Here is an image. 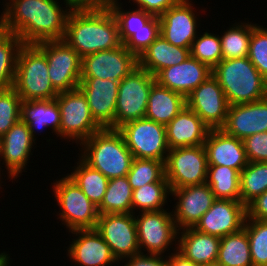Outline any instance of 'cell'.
Here are the masks:
<instances>
[{"mask_svg": "<svg viewBox=\"0 0 267 266\" xmlns=\"http://www.w3.org/2000/svg\"><path fill=\"white\" fill-rule=\"evenodd\" d=\"M185 106L184 95L155 81L149 93L145 118L166 126Z\"/></svg>", "mask_w": 267, "mask_h": 266, "instance_id": "f1b7e54d", "label": "cell"}, {"mask_svg": "<svg viewBox=\"0 0 267 266\" xmlns=\"http://www.w3.org/2000/svg\"><path fill=\"white\" fill-rule=\"evenodd\" d=\"M70 232L76 238L72 239L67 256L77 266H112L113 263H119L96 229H77Z\"/></svg>", "mask_w": 267, "mask_h": 266, "instance_id": "44dd1931", "label": "cell"}, {"mask_svg": "<svg viewBox=\"0 0 267 266\" xmlns=\"http://www.w3.org/2000/svg\"><path fill=\"white\" fill-rule=\"evenodd\" d=\"M221 129L241 140L267 131V97L255 102L229 105L226 121Z\"/></svg>", "mask_w": 267, "mask_h": 266, "instance_id": "7402d4cb", "label": "cell"}, {"mask_svg": "<svg viewBox=\"0 0 267 266\" xmlns=\"http://www.w3.org/2000/svg\"><path fill=\"white\" fill-rule=\"evenodd\" d=\"M12 87L25 101L55 99L59 94L51 84L45 53L36 44L21 46Z\"/></svg>", "mask_w": 267, "mask_h": 266, "instance_id": "5b68a950", "label": "cell"}, {"mask_svg": "<svg viewBox=\"0 0 267 266\" xmlns=\"http://www.w3.org/2000/svg\"><path fill=\"white\" fill-rule=\"evenodd\" d=\"M246 219L267 221V190L246 206Z\"/></svg>", "mask_w": 267, "mask_h": 266, "instance_id": "c3c4849f", "label": "cell"}, {"mask_svg": "<svg viewBox=\"0 0 267 266\" xmlns=\"http://www.w3.org/2000/svg\"><path fill=\"white\" fill-rule=\"evenodd\" d=\"M72 10H109L119 0H66Z\"/></svg>", "mask_w": 267, "mask_h": 266, "instance_id": "681fc988", "label": "cell"}, {"mask_svg": "<svg viewBox=\"0 0 267 266\" xmlns=\"http://www.w3.org/2000/svg\"><path fill=\"white\" fill-rule=\"evenodd\" d=\"M215 266H253L250 243L244 228L221 238Z\"/></svg>", "mask_w": 267, "mask_h": 266, "instance_id": "f546056e", "label": "cell"}, {"mask_svg": "<svg viewBox=\"0 0 267 266\" xmlns=\"http://www.w3.org/2000/svg\"><path fill=\"white\" fill-rule=\"evenodd\" d=\"M176 248L177 246L173 250L174 253L167 255L169 266H199L198 264H195L186 257H184L181 253L177 251Z\"/></svg>", "mask_w": 267, "mask_h": 266, "instance_id": "f907efd6", "label": "cell"}, {"mask_svg": "<svg viewBox=\"0 0 267 266\" xmlns=\"http://www.w3.org/2000/svg\"><path fill=\"white\" fill-rule=\"evenodd\" d=\"M171 196L177 200L172 215L178 230L194 228L216 200L206 183L172 189Z\"/></svg>", "mask_w": 267, "mask_h": 266, "instance_id": "e0dca14e", "label": "cell"}, {"mask_svg": "<svg viewBox=\"0 0 267 266\" xmlns=\"http://www.w3.org/2000/svg\"><path fill=\"white\" fill-rule=\"evenodd\" d=\"M21 120L25 122L35 139L36 132L50 127L60 136V108L56 99L21 101ZM37 130V131H35Z\"/></svg>", "mask_w": 267, "mask_h": 266, "instance_id": "83f0119b", "label": "cell"}, {"mask_svg": "<svg viewBox=\"0 0 267 266\" xmlns=\"http://www.w3.org/2000/svg\"><path fill=\"white\" fill-rule=\"evenodd\" d=\"M133 158L166 161L169 152L166 126L147 118L125 123L117 129Z\"/></svg>", "mask_w": 267, "mask_h": 266, "instance_id": "9c48e42d", "label": "cell"}, {"mask_svg": "<svg viewBox=\"0 0 267 266\" xmlns=\"http://www.w3.org/2000/svg\"><path fill=\"white\" fill-rule=\"evenodd\" d=\"M171 195L168 181H158L145 184L133 190L132 213L160 211L167 203V198Z\"/></svg>", "mask_w": 267, "mask_h": 266, "instance_id": "e575fe53", "label": "cell"}, {"mask_svg": "<svg viewBox=\"0 0 267 266\" xmlns=\"http://www.w3.org/2000/svg\"><path fill=\"white\" fill-rule=\"evenodd\" d=\"M159 18L154 16L140 31H136L124 45L137 58L159 36Z\"/></svg>", "mask_w": 267, "mask_h": 266, "instance_id": "ee69618b", "label": "cell"}, {"mask_svg": "<svg viewBox=\"0 0 267 266\" xmlns=\"http://www.w3.org/2000/svg\"><path fill=\"white\" fill-rule=\"evenodd\" d=\"M21 39L0 27V90L12 88Z\"/></svg>", "mask_w": 267, "mask_h": 266, "instance_id": "836d02e7", "label": "cell"}, {"mask_svg": "<svg viewBox=\"0 0 267 266\" xmlns=\"http://www.w3.org/2000/svg\"><path fill=\"white\" fill-rule=\"evenodd\" d=\"M48 63V74L54 89L60 92L77 89L81 80L82 57L64 40L36 44Z\"/></svg>", "mask_w": 267, "mask_h": 266, "instance_id": "7c38bea8", "label": "cell"}, {"mask_svg": "<svg viewBox=\"0 0 267 266\" xmlns=\"http://www.w3.org/2000/svg\"><path fill=\"white\" fill-rule=\"evenodd\" d=\"M53 192L58 204V219L70 231L95 229L99 218L96 207L82 192L80 187L66 174L53 182Z\"/></svg>", "mask_w": 267, "mask_h": 266, "instance_id": "8992f818", "label": "cell"}, {"mask_svg": "<svg viewBox=\"0 0 267 266\" xmlns=\"http://www.w3.org/2000/svg\"><path fill=\"white\" fill-rule=\"evenodd\" d=\"M35 144L36 139L21 119L0 138V159H3L2 165H5L9 179L18 178L25 171Z\"/></svg>", "mask_w": 267, "mask_h": 266, "instance_id": "ffe728a7", "label": "cell"}, {"mask_svg": "<svg viewBox=\"0 0 267 266\" xmlns=\"http://www.w3.org/2000/svg\"><path fill=\"white\" fill-rule=\"evenodd\" d=\"M243 228L249 239L253 266H267V221L246 219Z\"/></svg>", "mask_w": 267, "mask_h": 266, "instance_id": "60d3db41", "label": "cell"}, {"mask_svg": "<svg viewBox=\"0 0 267 266\" xmlns=\"http://www.w3.org/2000/svg\"><path fill=\"white\" fill-rule=\"evenodd\" d=\"M122 3L118 1L111 7L119 25V36L124 44L136 31H140L154 16L142 9H122Z\"/></svg>", "mask_w": 267, "mask_h": 266, "instance_id": "f35d334b", "label": "cell"}, {"mask_svg": "<svg viewBox=\"0 0 267 266\" xmlns=\"http://www.w3.org/2000/svg\"><path fill=\"white\" fill-rule=\"evenodd\" d=\"M240 201L247 206L267 190V162H249L240 172Z\"/></svg>", "mask_w": 267, "mask_h": 266, "instance_id": "8d00e7d4", "label": "cell"}, {"mask_svg": "<svg viewBox=\"0 0 267 266\" xmlns=\"http://www.w3.org/2000/svg\"><path fill=\"white\" fill-rule=\"evenodd\" d=\"M137 4L138 9H142L147 13L160 17L169 8L178 4L181 0H129Z\"/></svg>", "mask_w": 267, "mask_h": 266, "instance_id": "7dc6e473", "label": "cell"}, {"mask_svg": "<svg viewBox=\"0 0 267 266\" xmlns=\"http://www.w3.org/2000/svg\"><path fill=\"white\" fill-rule=\"evenodd\" d=\"M240 172L227 166L208 165L206 184L216 199L240 201Z\"/></svg>", "mask_w": 267, "mask_h": 266, "instance_id": "1f68e13d", "label": "cell"}, {"mask_svg": "<svg viewBox=\"0 0 267 266\" xmlns=\"http://www.w3.org/2000/svg\"><path fill=\"white\" fill-rule=\"evenodd\" d=\"M235 24L230 26L223 35H219L223 59L248 57L252 22H236Z\"/></svg>", "mask_w": 267, "mask_h": 266, "instance_id": "d590c367", "label": "cell"}, {"mask_svg": "<svg viewBox=\"0 0 267 266\" xmlns=\"http://www.w3.org/2000/svg\"><path fill=\"white\" fill-rule=\"evenodd\" d=\"M186 106L211 129H220L226 121L229 103L218 81L211 75L188 96Z\"/></svg>", "mask_w": 267, "mask_h": 266, "instance_id": "9a60e30c", "label": "cell"}, {"mask_svg": "<svg viewBox=\"0 0 267 266\" xmlns=\"http://www.w3.org/2000/svg\"><path fill=\"white\" fill-rule=\"evenodd\" d=\"M10 256L6 252L0 253V266H10Z\"/></svg>", "mask_w": 267, "mask_h": 266, "instance_id": "816d5d0a", "label": "cell"}, {"mask_svg": "<svg viewBox=\"0 0 267 266\" xmlns=\"http://www.w3.org/2000/svg\"><path fill=\"white\" fill-rule=\"evenodd\" d=\"M210 130L195 112L185 106L166 125L169 149L203 145Z\"/></svg>", "mask_w": 267, "mask_h": 266, "instance_id": "d4e9b609", "label": "cell"}, {"mask_svg": "<svg viewBox=\"0 0 267 266\" xmlns=\"http://www.w3.org/2000/svg\"><path fill=\"white\" fill-rule=\"evenodd\" d=\"M137 66L138 58L124 44H121L111 50L83 56L81 77H97L120 82Z\"/></svg>", "mask_w": 267, "mask_h": 266, "instance_id": "5bb4252c", "label": "cell"}, {"mask_svg": "<svg viewBox=\"0 0 267 266\" xmlns=\"http://www.w3.org/2000/svg\"><path fill=\"white\" fill-rule=\"evenodd\" d=\"M21 101L13 87L0 90V138L21 119Z\"/></svg>", "mask_w": 267, "mask_h": 266, "instance_id": "b9f144b4", "label": "cell"}, {"mask_svg": "<svg viewBox=\"0 0 267 266\" xmlns=\"http://www.w3.org/2000/svg\"><path fill=\"white\" fill-rule=\"evenodd\" d=\"M63 40L81 56L120 46L119 25L109 10H72Z\"/></svg>", "mask_w": 267, "mask_h": 266, "instance_id": "7a4b0ae2", "label": "cell"}, {"mask_svg": "<svg viewBox=\"0 0 267 266\" xmlns=\"http://www.w3.org/2000/svg\"><path fill=\"white\" fill-rule=\"evenodd\" d=\"M190 56L213 69L223 59L219 35L208 31L199 33L191 44Z\"/></svg>", "mask_w": 267, "mask_h": 266, "instance_id": "ab89813d", "label": "cell"}, {"mask_svg": "<svg viewBox=\"0 0 267 266\" xmlns=\"http://www.w3.org/2000/svg\"><path fill=\"white\" fill-rule=\"evenodd\" d=\"M247 217L246 206L241 201L216 199L201 217L194 229L219 238L240 231Z\"/></svg>", "mask_w": 267, "mask_h": 266, "instance_id": "ac0fdd59", "label": "cell"}, {"mask_svg": "<svg viewBox=\"0 0 267 266\" xmlns=\"http://www.w3.org/2000/svg\"><path fill=\"white\" fill-rule=\"evenodd\" d=\"M57 1L6 0L0 27L17 35L23 44L63 40L72 9L66 0H63L66 7Z\"/></svg>", "mask_w": 267, "mask_h": 266, "instance_id": "6da1fadb", "label": "cell"}, {"mask_svg": "<svg viewBox=\"0 0 267 266\" xmlns=\"http://www.w3.org/2000/svg\"><path fill=\"white\" fill-rule=\"evenodd\" d=\"M1 170H2V169H1V167H0V179H1V176H2V175H1ZM0 181H1V180H0ZM0 186H1V183H0Z\"/></svg>", "mask_w": 267, "mask_h": 266, "instance_id": "f5cc1de1", "label": "cell"}, {"mask_svg": "<svg viewBox=\"0 0 267 266\" xmlns=\"http://www.w3.org/2000/svg\"><path fill=\"white\" fill-rule=\"evenodd\" d=\"M127 178L133 190L148 183L167 181L165 162L156 159L133 158Z\"/></svg>", "mask_w": 267, "mask_h": 266, "instance_id": "74e56055", "label": "cell"}, {"mask_svg": "<svg viewBox=\"0 0 267 266\" xmlns=\"http://www.w3.org/2000/svg\"><path fill=\"white\" fill-rule=\"evenodd\" d=\"M181 231V232H180ZM221 238L194 228L179 230L177 251L199 266H215Z\"/></svg>", "mask_w": 267, "mask_h": 266, "instance_id": "484cf974", "label": "cell"}, {"mask_svg": "<svg viewBox=\"0 0 267 266\" xmlns=\"http://www.w3.org/2000/svg\"><path fill=\"white\" fill-rule=\"evenodd\" d=\"M78 88L86 96L91 115L102 128L115 129V112L119 81L81 77Z\"/></svg>", "mask_w": 267, "mask_h": 266, "instance_id": "2e32d148", "label": "cell"}, {"mask_svg": "<svg viewBox=\"0 0 267 266\" xmlns=\"http://www.w3.org/2000/svg\"><path fill=\"white\" fill-rule=\"evenodd\" d=\"M190 56V48L172 45L160 34L138 57V66L156 76L169 66L180 64Z\"/></svg>", "mask_w": 267, "mask_h": 266, "instance_id": "4316f807", "label": "cell"}, {"mask_svg": "<svg viewBox=\"0 0 267 266\" xmlns=\"http://www.w3.org/2000/svg\"><path fill=\"white\" fill-rule=\"evenodd\" d=\"M95 229L118 261L140 252L135 214H101Z\"/></svg>", "mask_w": 267, "mask_h": 266, "instance_id": "4fadbf2b", "label": "cell"}, {"mask_svg": "<svg viewBox=\"0 0 267 266\" xmlns=\"http://www.w3.org/2000/svg\"><path fill=\"white\" fill-rule=\"evenodd\" d=\"M80 146L81 156L78 157L108 179L127 176L133 155L117 129H101Z\"/></svg>", "mask_w": 267, "mask_h": 266, "instance_id": "3957f363", "label": "cell"}, {"mask_svg": "<svg viewBox=\"0 0 267 266\" xmlns=\"http://www.w3.org/2000/svg\"><path fill=\"white\" fill-rule=\"evenodd\" d=\"M167 210L139 212L138 216L136 213L135 222L140 252L163 255L165 251L168 252L169 248H172L170 246L174 243L177 246L179 230L172 212Z\"/></svg>", "mask_w": 267, "mask_h": 266, "instance_id": "8fae6325", "label": "cell"}, {"mask_svg": "<svg viewBox=\"0 0 267 266\" xmlns=\"http://www.w3.org/2000/svg\"><path fill=\"white\" fill-rule=\"evenodd\" d=\"M242 141L248 162H267V131L247 136Z\"/></svg>", "mask_w": 267, "mask_h": 266, "instance_id": "f6af8a7d", "label": "cell"}, {"mask_svg": "<svg viewBox=\"0 0 267 266\" xmlns=\"http://www.w3.org/2000/svg\"><path fill=\"white\" fill-rule=\"evenodd\" d=\"M155 76L137 66L119 82L115 129L125 123L145 118L149 93Z\"/></svg>", "mask_w": 267, "mask_h": 266, "instance_id": "ba28073f", "label": "cell"}, {"mask_svg": "<svg viewBox=\"0 0 267 266\" xmlns=\"http://www.w3.org/2000/svg\"><path fill=\"white\" fill-rule=\"evenodd\" d=\"M248 58L267 80V28L256 23L252 24Z\"/></svg>", "mask_w": 267, "mask_h": 266, "instance_id": "7bdbcfd3", "label": "cell"}, {"mask_svg": "<svg viewBox=\"0 0 267 266\" xmlns=\"http://www.w3.org/2000/svg\"><path fill=\"white\" fill-rule=\"evenodd\" d=\"M203 145L208 165L227 166L241 172L249 163L243 141L221 128L211 129Z\"/></svg>", "mask_w": 267, "mask_h": 266, "instance_id": "cb8c5ba5", "label": "cell"}, {"mask_svg": "<svg viewBox=\"0 0 267 266\" xmlns=\"http://www.w3.org/2000/svg\"><path fill=\"white\" fill-rule=\"evenodd\" d=\"M164 255L136 253L122 260V266H169L168 257ZM125 262V263H124ZM125 265H124V264Z\"/></svg>", "mask_w": 267, "mask_h": 266, "instance_id": "bcb514c9", "label": "cell"}, {"mask_svg": "<svg viewBox=\"0 0 267 266\" xmlns=\"http://www.w3.org/2000/svg\"><path fill=\"white\" fill-rule=\"evenodd\" d=\"M229 105L245 104L267 97V80L248 57L222 59L213 69Z\"/></svg>", "mask_w": 267, "mask_h": 266, "instance_id": "277c9868", "label": "cell"}, {"mask_svg": "<svg viewBox=\"0 0 267 266\" xmlns=\"http://www.w3.org/2000/svg\"><path fill=\"white\" fill-rule=\"evenodd\" d=\"M211 75L212 69L208 65L189 56L180 64L161 70L155 79L161 86L186 97Z\"/></svg>", "mask_w": 267, "mask_h": 266, "instance_id": "603a6c76", "label": "cell"}, {"mask_svg": "<svg viewBox=\"0 0 267 266\" xmlns=\"http://www.w3.org/2000/svg\"><path fill=\"white\" fill-rule=\"evenodd\" d=\"M207 169L204 145L170 149L165 161V177L171 190L206 183Z\"/></svg>", "mask_w": 267, "mask_h": 266, "instance_id": "30bf717a", "label": "cell"}, {"mask_svg": "<svg viewBox=\"0 0 267 266\" xmlns=\"http://www.w3.org/2000/svg\"><path fill=\"white\" fill-rule=\"evenodd\" d=\"M73 171L67 175L80 187L84 195L99 207L107 190L109 179L99 170L86 164L80 157Z\"/></svg>", "mask_w": 267, "mask_h": 266, "instance_id": "4dcf8cb0", "label": "cell"}, {"mask_svg": "<svg viewBox=\"0 0 267 266\" xmlns=\"http://www.w3.org/2000/svg\"><path fill=\"white\" fill-rule=\"evenodd\" d=\"M132 194L127 176L109 179L99 215L132 213Z\"/></svg>", "mask_w": 267, "mask_h": 266, "instance_id": "d6a6232c", "label": "cell"}, {"mask_svg": "<svg viewBox=\"0 0 267 266\" xmlns=\"http://www.w3.org/2000/svg\"><path fill=\"white\" fill-rule=\"evenodd\" d=\"M60 108V137L81 144L102 128L93 119L86 96L77 88L60 92L55 98Z\"/></svg>", "mask_w": 267, "mask_h": 266, "instance_id": "52a82bcc", "label": "cell"}, {"mask_svg": "<svg viewBox=\"0 0 267 266\" xmlns=\"http://www.w3.org/2000/svg\"><path fill=\"white\" fill-rule=\"evenodd\" d=\"M192 5V0H181L158 17L159 34L172 45L190 48L197 38L198 15Z\"/></svg>", "mask_w": 267, "mask_h": 266, "instance_id": "d6986e66", "label": "cell"}]
</instances>
